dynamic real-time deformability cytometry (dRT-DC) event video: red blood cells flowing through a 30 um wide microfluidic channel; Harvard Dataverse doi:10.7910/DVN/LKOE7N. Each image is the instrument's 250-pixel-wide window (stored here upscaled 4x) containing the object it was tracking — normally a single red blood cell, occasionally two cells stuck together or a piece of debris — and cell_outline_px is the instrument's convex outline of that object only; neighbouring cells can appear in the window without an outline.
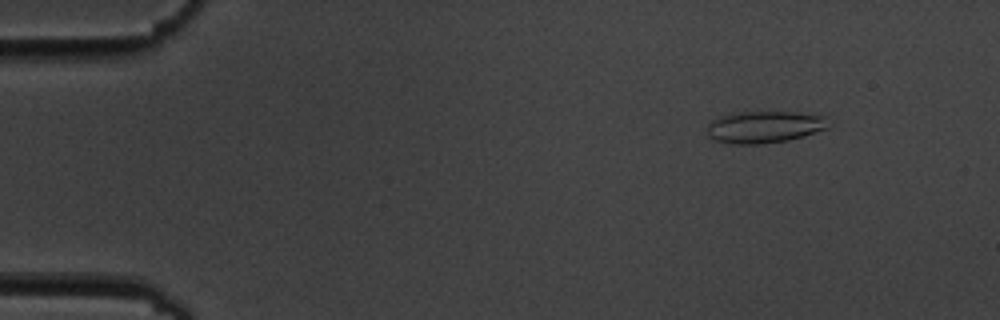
{"species": "common noctule bat (a hibernating species)", "species_latin": "Nyctalus noctula", "temperature_condition": "cold", "stored_images_in_passage": 5, "camera_frame_rate_fps": 3000, "um_per_image_px": 0.085, "animal": {"sex": "male", "body_mass_g": 19.5, "forearm_length_mm": 54.6}, "frame": {"image": 1, "passage_image": 2, "time_ms": 1.0, "image_size_px": [1000, 320], "cell_outline_px": [[828, 128], [804, 136], [788, 140], [764, 144], [732, 144], [716, 140], [708, 136], [708, 124], [712, 120], [724, 116], [740, 112], [804, 112], [828, 116]], "centroid_in_image_um": [65.05, 10.79], "position_along_channel_um": 20.0, "area_um2": 22.66}}